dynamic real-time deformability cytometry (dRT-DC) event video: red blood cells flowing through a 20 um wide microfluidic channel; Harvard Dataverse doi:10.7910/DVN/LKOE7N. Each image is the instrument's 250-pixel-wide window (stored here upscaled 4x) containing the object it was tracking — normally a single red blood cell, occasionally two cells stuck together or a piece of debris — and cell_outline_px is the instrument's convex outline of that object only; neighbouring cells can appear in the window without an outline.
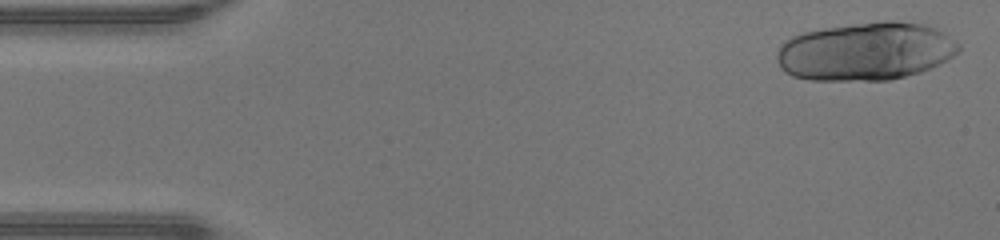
{"species": "human", "species_latin": "Homo sapiens", "temperature_condition": "warm", "stored_images_in_passage": 19, "camera_frame_rate_fps": 3000, "um_per_image_px": 0.085, "donor": {"sex": "male"}, "frame": {"image": 1, "passage_image": 1, "time_ms": 0.0, "image_size_px": [1000, 240], "cell_outline_px": [[960, 48], [952, 56], [940, 64], [920, 72], [888, 80], [812, 80], [792, 76], [784, 72], [780, 68], [776, 60], [776, 52], [780, 44], [784, 40], [792, 36], [804, 32], [824, 28], [880, 20], [896, 20], [924, 24], [936, 28], [944, 32], [960, 44]], "centroid_in_image_um": [73.55, 4.35], "position_along_channel_um": 11.4, "area_um2": 62.02}}
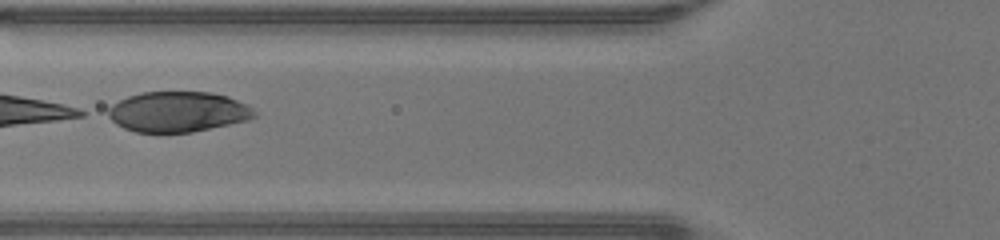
{"frame": {"image": 2, "passage_image": 17, "time_ms": 5.333, "image_size_px": [1000, 240], "cell_outline_px": [[256, 116], [248, 120], [192, 132], [136, 132], [124, 128], [116, 124], [100, 112], [112, 104], [128, 96], [144, 92], [212, 92], [228, 96], [248, 104], [256, 112]], "centroid_in_image_um": [15.07, 9.5], "position_along_channel_um": 110.7, "area_um2": 34.85}}